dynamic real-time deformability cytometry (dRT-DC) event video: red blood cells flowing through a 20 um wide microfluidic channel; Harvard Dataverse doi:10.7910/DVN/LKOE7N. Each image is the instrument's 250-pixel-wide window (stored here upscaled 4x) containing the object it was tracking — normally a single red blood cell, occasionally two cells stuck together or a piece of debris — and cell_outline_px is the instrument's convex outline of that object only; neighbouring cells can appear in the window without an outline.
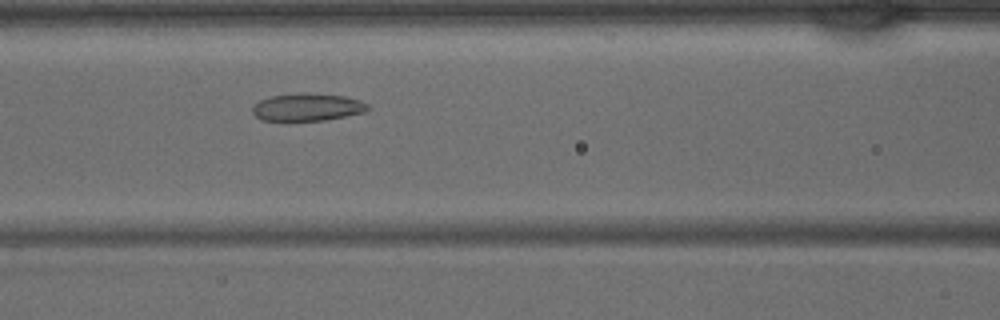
{"species": "common noctule bat (a hibernating species)", "species_latin": "Nyctalus noctula", "temperature_condition": "warm", "stored_images_in_passage": 37, "camera_frame_rate_fps": 3000, "um_per_image_px": 0.085, "animal": {"sex": "male", "body_mass_g": 15.6}, "frame": {"image": 1, "passage_image": 13, "time_ms": 4.0, "image_size_px": [1000, 320], "cell_outline_px": [[368, 108], [364, 112], [324, 120], [260, 120], [252, 112], [252, 108], [260, 100], [272, 96], [304, 92], [344, 96], [360, 100], [368, 104]], "centroid_in_image_um": [26.12, 9.1], "position_along_channel_um": 140.5, "area_um2": 18.26}}
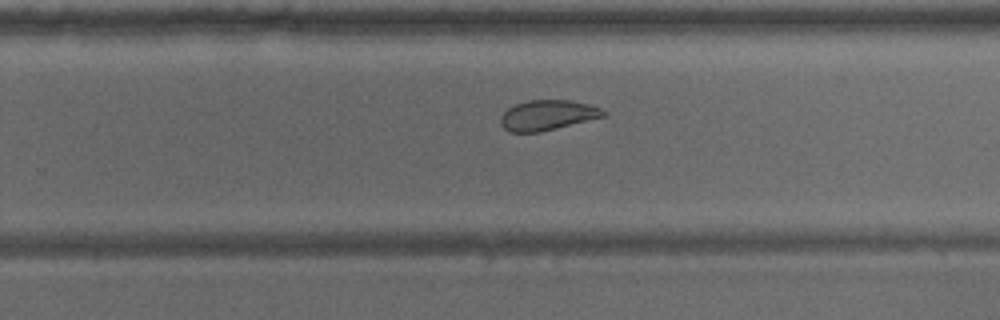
{"frame": {"image": 2, "passage_image": 22, "time_ms": 7.0, "image_size_px": [1000, 320], "cell_outline_px": [[608, 112], [604, 116], [540, 132], [508, 132], [500, 124], [500, 116], [508, 108], [516, 104], [528, 100], [572, 100], [592, 104]], "centroid_in_image_um": [46.53, 9.78], "position_along_channel_um": 283.3, "area_um2": 18.09}}
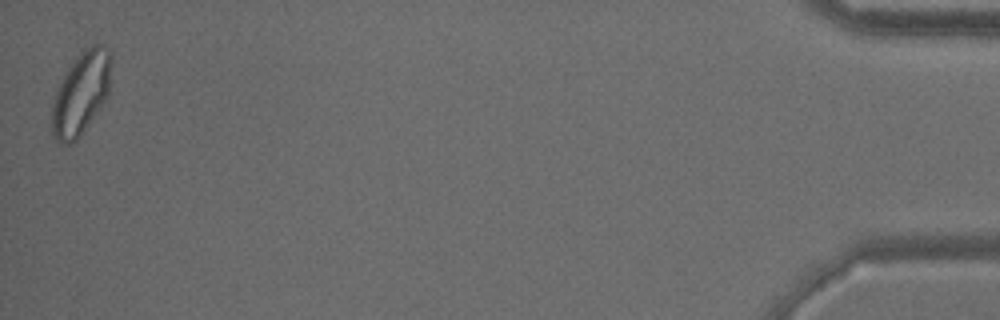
{"frame": {"image": 3, "passage_image": 37, "time_ms": 12.0, "image_size_px": [1000, 320], "cell_outline_px": [[112, 56], [108, 96], [80, 136], [72, 144], [60, 144], [52, 136], [52, 104], [60, 80], [76, 56], [84, 48], [92, 44], [100, 44], [108, 48]], "centroid_in_image_um": [6.89, 7.91], "position_along_channel_um": 428.3, "area_um2": 28.78}}